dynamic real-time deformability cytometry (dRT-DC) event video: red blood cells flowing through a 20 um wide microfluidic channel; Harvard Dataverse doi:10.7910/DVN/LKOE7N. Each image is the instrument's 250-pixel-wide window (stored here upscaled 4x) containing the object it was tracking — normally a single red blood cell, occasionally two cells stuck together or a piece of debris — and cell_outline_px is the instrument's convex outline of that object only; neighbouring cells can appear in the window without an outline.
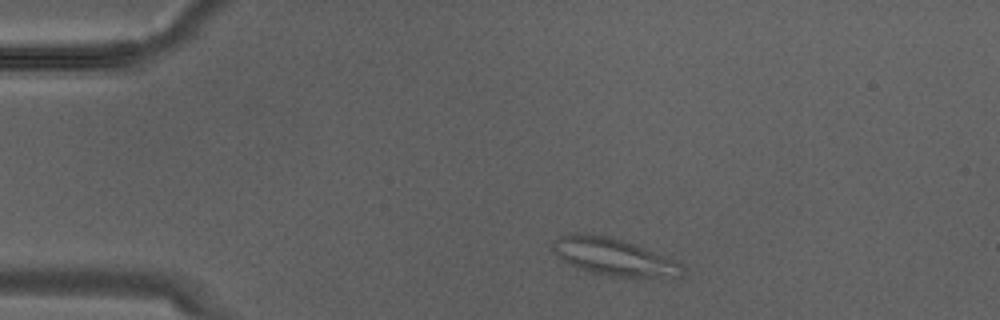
{"species": "Egyptian fruit bat (a non-hibernating species)", "species_latin": "Rousettus aegyptiacus", "temperature_condition": "warm", "stored_images_in_passage": 8, "camera_frame_rate_fps": 3000, "um_per_image_px": 0.085, "animal": {"sex": "male"}, "frame": {"image": 1, "passage_image": 3, "time_ms": 0.667, "image_size_px": [1000, 320], "cell_outline_px": [[684, 272], [676, 280], [604, 276], [568, 264], [552, 252], [552, 240], [560, 236], [572, 232], [588, 232], [612, 236], [636, 244], [672, 260], [680, 264], [684, 268]], "centroid_in_image_um": [52.18, 21.85], "position_along_channel_um": 32.8, "area_um2": 29.19}}
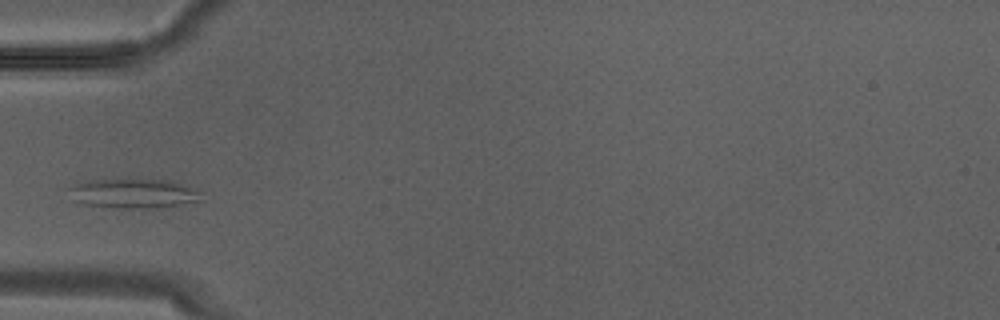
{"frame": {"image": 2, "passage_image": 7, "time_ms": 2.0, "image_size_px": [1000, 320], "cell_outline_px": [[200, 200], [180, 204], [152, 208], [116, 208], [84, 204], [72, 200], [64, 188], [76, 184], [92, 180], [128, 176], [168, 180], [184, 184], [200, 192]], "centroid_in_image_um": [11.24, 16.39], "position_along_channel_um": 73.8, "area_um2": 23.64}}